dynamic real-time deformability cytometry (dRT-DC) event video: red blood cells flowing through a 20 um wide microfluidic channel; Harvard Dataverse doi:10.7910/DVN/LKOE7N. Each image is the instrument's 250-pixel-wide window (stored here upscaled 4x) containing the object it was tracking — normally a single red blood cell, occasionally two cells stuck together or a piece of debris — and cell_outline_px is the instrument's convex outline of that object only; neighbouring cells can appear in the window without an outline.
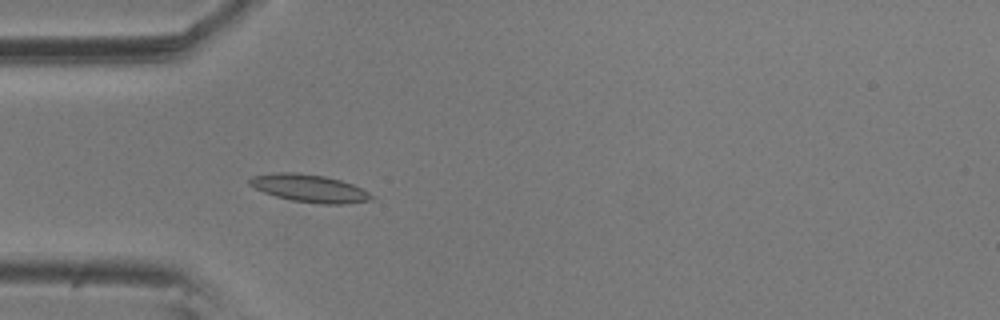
{"species": "common noctule bat (a hibernating species)", "species_latin": "Nyctalus noctula", "temperature_condition": "room temperature", "stored_images_in_passage": 5, "camera_frame_rate_fps": 3000, "um_per_image_px": 0.085, "animal": {"sex": "male", "body_mass_g": 20.5, "forearm_length_mm": 52.5}, "frame": {"image": 1, "passage_image": 5, "time_ms": 1.333, "image_size_px": [1000, 320], "cell_outline_px": [[376, 196], [372, 200], [348, 204], [320, 204], [292, 200], [276, 196], [264, 192], [248, 184], [248, 180], [252, 176], [280, 172], [296, 172], [324, 176], [340, 180], [352, 184]], "centroid_in_image_um": [26.33, 16.01], "position_along_channel_um": 58.7, "area_um2": 19.59}}